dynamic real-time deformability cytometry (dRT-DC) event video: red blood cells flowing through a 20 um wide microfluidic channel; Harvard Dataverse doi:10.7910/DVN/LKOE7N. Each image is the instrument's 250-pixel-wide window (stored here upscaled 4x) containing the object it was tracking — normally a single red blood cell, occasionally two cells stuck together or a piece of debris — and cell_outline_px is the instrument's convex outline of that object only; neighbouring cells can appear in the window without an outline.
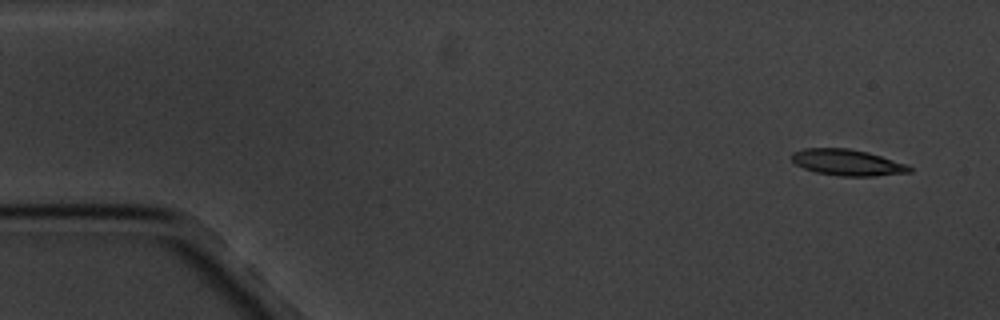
{"species": "common noctule bat (a hibernating species)", "species_latin": "Nyctalus noctula", "temperature_condition": "cold", "stored_images_in_passage": 6, "camera_frame_rate_fps": 3000, "um_per_image_px": 0.085, "animal": {"sex": "male", "body_mass_g": 20.1, "forearm_length_mm": 53.5}, "frame": {"image": 1, "passage_image": 1, "time_ms": 0.0, "image_size_px": [1000, 320], "cell_outline_px": [[912, 172], [876, 176], [840, 176], [816, 172], [804, 168], [796, 164], [792, 160], [792, 152], [804, 148], [848, 148], [868, 152], [904, 164], [912, 168]], "centroid_in_image_um": [72.0, 13.81], "position_along_channel_um": 13.0, "area_um2": 17.8}}
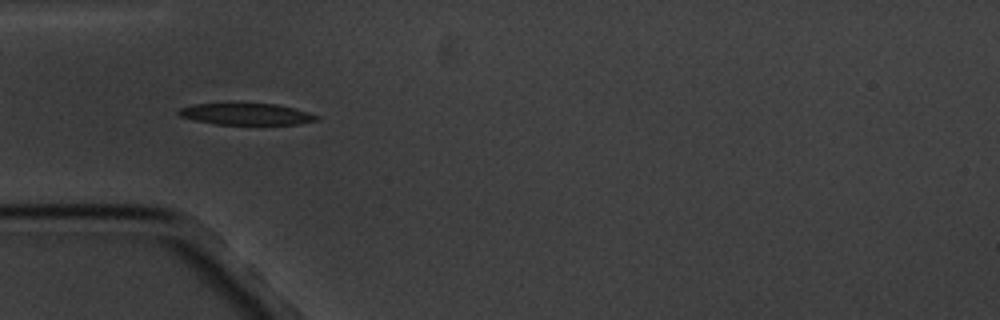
{"frame": {"image": 2, "passage_image": 5, "time_ms": 4.667, "image_size_px": [1000, 320], "cell_outline_px": [[320, 120], [300, 124], [216, 124], [196, 120], [180, 116], [176, 112], [180, 108], [196, 104], [228, 100], [276, 104], [308, 112], [320, 116]], "centroid_in_image_um": [20.91, 9.64], "position_along_channel_um": 64.1, "area_um2": 18.21}}
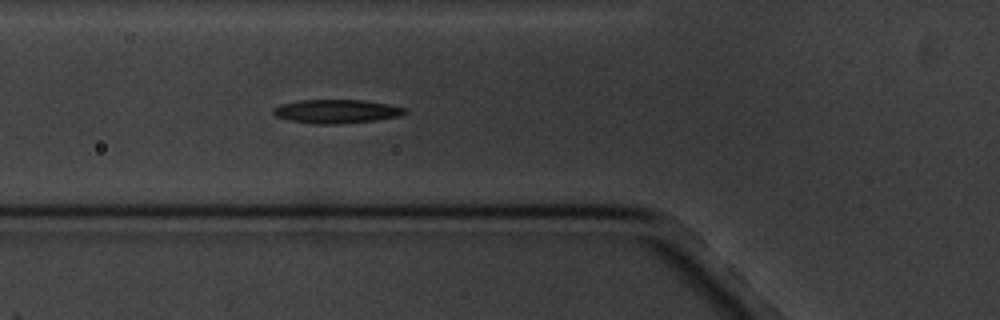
{"frame": {"image": 3, "passage_image": 6, "time_ms": 5.667, "image_size_px": [1000, 320], "cell_outline_px": [[408, 112], [400, 116], [376, 120], [340, 124], [316, 124], [288, 120], [276, 116], [272, 112], [272, 108], [280, 104], [296, 100], [364, 100], [388, 104], [404, 108]], "centroid_in_image_um": [28.57, 9.46], "position_along_channel_um": 97.2, "area_um2": 18.32}}